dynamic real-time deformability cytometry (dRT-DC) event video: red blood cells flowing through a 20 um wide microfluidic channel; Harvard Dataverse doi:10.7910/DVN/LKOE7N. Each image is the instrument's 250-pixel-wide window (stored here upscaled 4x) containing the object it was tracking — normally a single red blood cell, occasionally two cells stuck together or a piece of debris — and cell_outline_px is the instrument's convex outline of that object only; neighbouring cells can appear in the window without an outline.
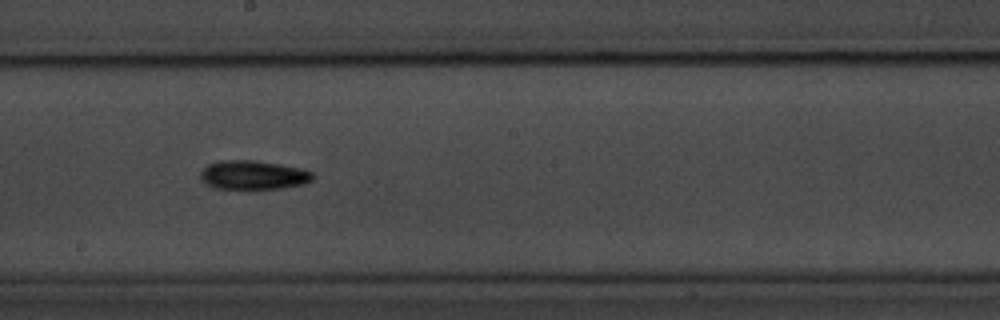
{"species": "common noctule bat (a hibernating species)", "species_latin": "Nyctalus noctula", "temperature_condition": "room temperature", "stored_images_in_passage": 43, "camera_frame_rate_fps": 3000, "um_per_image_px": 0.085, "animal": {"sex": "male", "body_mass_g": 20.1, "forearm_length_mm": 53.5}, "frame": {"image": 1, "passage_image": 19, "time_ms": 6.0, "image_size_px": [1000, 320], "cell_outline_px": [[316, 176], [312, 180], [304, 184], [280, 188], [248, 192], [216, 188], [208, 184], [200, 176], [200, 172], [208, 164], [220, 160], [252, 160], [300, 168], [312, 172]], "centroid_in_image_um": [21.53, 14.92], "position_along_channel_um": 226.7, "area_um2": 19.54}}
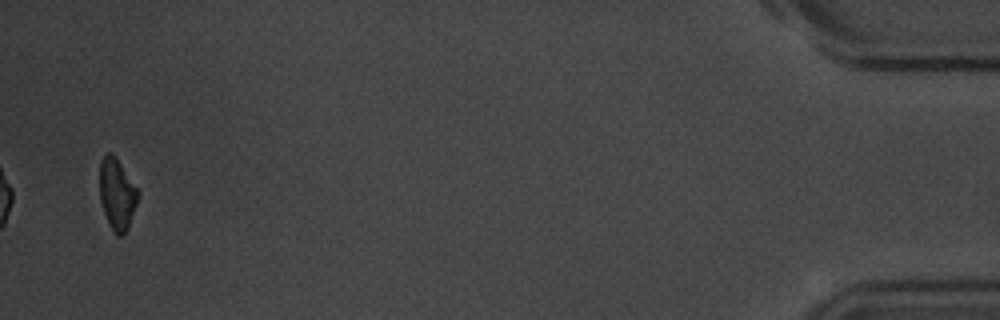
{"frame": {"image": 2, "passage_image": 43, "time_ms": 14.0, "image_size_px": [1000, 320], "cell_outline_px": [[140, 192], [128, 228], [120, 236], [116, 236], [112, 232], [104, 212], [100, 200], [100, 160], [108, 152], [112, 152], [116, 156]], "centroid_in_image_um": [9.94, 16.48], "position_along_channel_um": 425.3, "area_um2": 15.95}, "authors_computed_cell_mechanics": {"area_um2": 17.3978, "velocity_mm_per_s": 3.5733, "shape_relaxation_time_tau1_ms": 2.9889, "shape_relaxation_time_tau2_ms": null, "deformation_change_tau1": 0.1106, "deformation_change_tau2": null}}